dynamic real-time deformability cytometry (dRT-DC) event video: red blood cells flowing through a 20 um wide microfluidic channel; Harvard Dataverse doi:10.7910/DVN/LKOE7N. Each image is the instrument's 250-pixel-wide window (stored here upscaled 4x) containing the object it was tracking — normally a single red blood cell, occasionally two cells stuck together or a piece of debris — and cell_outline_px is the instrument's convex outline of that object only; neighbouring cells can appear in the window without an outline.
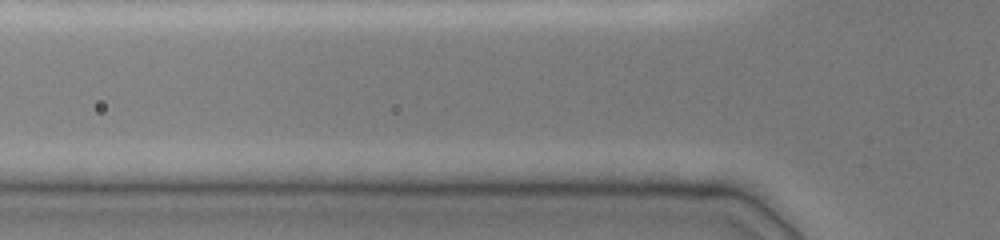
{"species": "common noctule bat (a hibernating species)", "species_latin": "Nyctalus noctula", "temperature_condition": "cold", "stored_images_in_passage": 5, "camera_frame_rate_fps": 3000, "um_per_image_px": 0.085, "animal": {"sex": "female", "body_mass_g": 19.0, "forearm_length_mm": 51.5}, "frame": {"image": 1, "passage_image": 2, "time_ms": 0.667, "image_size_px": [1000, 240], "cell_outline_px": [[712, 192], [692, 196], [552, 192], [540, 188], [540, 184], [568, 180], [624, 180], [656, 184]], "centroid_in_image_um": [52.51, 15.98], "position_along_channel_um": 73.3, "area_um2": 12.95}}